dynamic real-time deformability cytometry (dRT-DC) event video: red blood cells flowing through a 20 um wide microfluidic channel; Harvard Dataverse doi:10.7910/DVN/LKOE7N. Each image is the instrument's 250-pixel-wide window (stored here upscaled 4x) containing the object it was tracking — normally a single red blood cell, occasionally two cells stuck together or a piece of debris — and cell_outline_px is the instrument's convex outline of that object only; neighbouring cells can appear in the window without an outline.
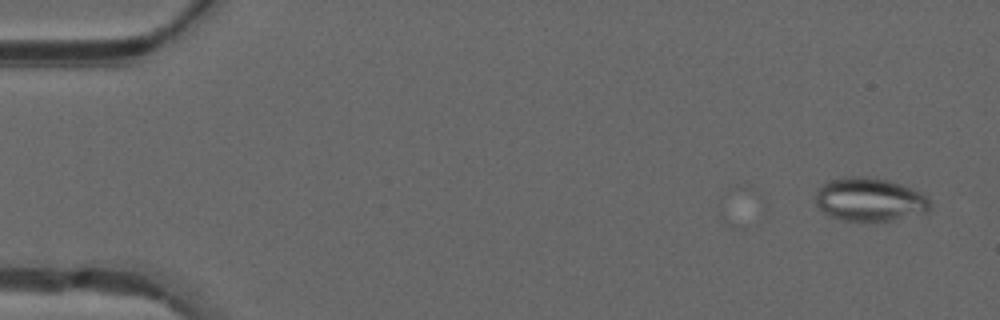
{"species": "common noctule bat (a hibernating species)", "species_latin": "Nyctalus noctula", "temperature_condition": "warm", "stored_images_in_passage": 7, "camera_frame_rate_fps": 3000, "um_per_image_px": 0.085, "animal": {"sex": "male", "forearm_length_mm": 52.5}, "frame": {"image": 1, "passage_image": 3, "time_ms": 0.667, "image_size_px": [1000, 320], "cell_outline_px": [[928, 212], [892, 220], [844, 220], [832, 216], [824, 212], [816, 204], [816, 188], [828, 180], [848, 176], [864, 176], [888, 180], [900, 184], [920, 192], [928, 200]], "centroid_in_image_um": [73.87, 16.93], "position_along_channel_um": 11.1, "area_um2": 28.61}}